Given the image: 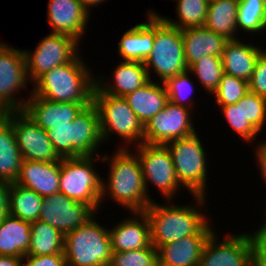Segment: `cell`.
Returning <instances> with one entry per match:
<instances>
[{
  "label": "cell",
  "mask_w": 266,
  "mask_h": 266,
  "mask_svg": "<svg viewBox=\"0 0 266 266\" xmlns=\"http://www.w3.org/2000/svg\"><path fill=\"white\" fill-rule=\"evenodd\" d=\"M191 196L194 205H175V200H167V204H162L153 200L144 210L150 222L151 244L154 248L158 249L169 242L197 235L211 222L212 217L204 210L208 198L200 195Z\"/></svg>",
  "instance_id": "obj_1"
},
{
  "label": "cell",
  "mask_w": 266,
  "mask_h": 266,
  "mask_svg": "<svg viewBox=\"0 0 266 266\" xmlns=\"http://www.w3.org/2000/svg\"><path fill=\"white\" fill-rule=\"evenodd\" d=\"M112 153L101 155V162L109 164L107 179L102 180L101 208L109 199L128 212H144L152 201L146 193L138 156L132 148L116 149Z\"/></svg>",
  "instance_id": "obj_2"
},
{
  "label": "cell",
  "mask_w": 266,
  "mask_h": 266,
  "mask_svg": "<svg viewBox=\"0 0 266 266\" xmlns=\"http://www.w3.org/2000/svg\"><path fill=\"white\" fill-rule=\"evenodd\" d=\"M81 56L39 76L32 82V94L54 102L92 104L96 76Z\"/></svg>",
  "instance_id": "obj_3"
},
{
  "label": "cell",
  "mask_w": 266,
  "mask_h": 266,
  "mask_svg": "<svg viewBox=\"0 0 266 266\" xmlns=\"http://www.w3.org/2000/svg\"><path fill=\"white\" fill-rule=\"evenodd\" d=\"M46 132L61 158L102 155L98 150L103 144L99 112L93 103L85 107L71 124L54 126Z\"/></svg>",
  "instance_id": "obj_4"
},
{
  "label": "cell",
  "mask_w": 266,
  "mask_h": 266,
  "mask_svg": "<svg viewBox=\"0 0 266 266\" xmlns=\"http://www.w3.org/2000/svg\"><path fill=\"white\" fill-rule=\"evenodd\" d=\"M93 104L99 112L100 134L104 143L112 141L114 134L123 142L117 149H131L143 143L144 126L124 97L104 94L95 86Z\"/></svg>",
  "instance_id": "obj_5"
},
{
  "label": "cell",
  "mask_w": 266,
  "mask_h": 266,
  "mask_svg": "<svg viewBox=\"0 0 266 266\" xmlns=\"http://www.w3.org/2000/svg\"><path fill=\"white\" fill-rule=\"evenodd\" d=\"M96 215L65 234L63 254L67 266H109L112 256L109 229L96 221Z\"/></svg>",
  "instance_id": "obj_6"
},
{
  "label": "cell",
  "mask_w": 266,
  "mask_h": 266,
  "mask_svg": "<svg viewBox=\"0 0 266 266\" xmlns=\"http://www.w3.org/2000/svg\"><path fill=\"white\" fill-rule=\"evenodd\" d=\"M101 155L61 159L59 192L70 199L89 205L96 213L101 209L102 178L96 169ZM96 160V161H95Z\"/></svg>",
  "instance_id": "obj_7"
},
{
  "label": "cell",
  "mask_w": 266,
  "mask_h": 266,
  "mask_svg": "<svg viewBox=\"0 0 266 266\" xmlns=\"http://www.w3.org/2000/svg\"><path fill=\"white\" fill-rule=\"evenodd\" d=\"M165 145L171 153L175 174L181 186L192 195L207 197V180L211 179L208 177L207 163L210 161L198 132Z\"/></svg>",
  "instance_id": "obj_8"
},
{
  "label": "cell",
  "mask_w": 266,
  "mask_h": 266,
  "mask_svg": "<svg viewBox=\"0 0 266 266\" xmlns=\"http://www.w3.org/2000/svg\"><path fill=\"white\" fill-rule=\"evenodd\" d=\"M144 65L149 79L154 80V73L162 83L189 69L184 57L181 30L166 23L157 12L153 49Z\"/></svg>",
  "instance_id": "obj_9"
},
{
  "label": "cell",
  "mask_w": 266,
  "mask_h": 266,
  "mask_svg": "<svg viewBox=\"0 0 266 266\" xmlns=\"http://www.w3.org/2000/svg\"><path fill=\"white\" fill-rule=\"evenodd\" d=\"M135 154L138 156L142 168L144 185L148 197H150L149 185H154L159 194L166 201L173 200L178 191L183 187L177 180L171 153L166 145L142 143L134 147Z\"/></svg>",
  "instance_id": "obj_10"
},
{
  "label": "cell",
  "mask_w": 266,
  "mask_h": 266,
  "mask_svg": "<svg viewBox=\"0 0 266 266\" xmlns=\"http://www.w3.org/2000/svg\"><path fill=\"white\" fill-rule=\"evenodd\" d=\"M28 83L23 49L14 48L2 42L0 44V113L23 110L29 97L19 98V91L27 89Z\"/></svg>",
  "instance_id": "obj_11"
},
{
  "label": "cell",
  "mask_w": 266,
  "mask_h": 266,
  "mask_svg": "<svg viewBox=\"0 0 266 266\" xmlns=\"http://www.w3.org/2000/svg\"><path fill=\"white\" fill-rule=\"evenodd\" d=\"M79 44L78 40L69 35L49 32L33 51L23 50L30 83L54 67L72 62L82 52Z\"/></svg>",
  "instance_id": "obj_12"
},
{
  "label": "cell",
  "mask_w": 266,
  "mask_h": 266,
  "mask_svg": "<svg viewBox=\"0 0 266 266\" xmlns=\"http://www.w3.org/2000/svg\"><path fill=\"white\" fill-rule=\"evenodd\" d=\"M193 111L168 101L165 108L144 126L143 142L160 144L189 137L197 132Z\"/></svg>",
  "instance_id": "obj_13"
},
{
  "label": "cell",
  "mask_w": 266,
  "mask_h": 266,
  "mask_svg": "<svg viewBox=\"0 0 266 266\" xmlns=\"http://www.w3.org/2000/svg\"><path fill=\"white\" fill-rule=\"evenodd\" d=\"M219 239L215 230L203 247L199 266H249L256 247L251 231L228 234Z\"/></svg>",
  "instance_id": "obj_14"
},
{
  "label": "cell",
  "mask_w": 266,
  "mask_h": 266,
  "mask_svg": "<svg viewBox=\"0 0 266 266\" xmlns=\"http://www.w3.org/2000/svg\"><path fill=\"white\" fill-rule=\"evenodd\" d=\"M12 125L23 160L59 162L62 159L55 151L47 132L23 111H12Z\"/></svg>",
  "instance_id": "obj_15"
},
{
  "label": "cell",
  "mask_w": 266,
  "mask_h": 266,
  "mask_svg": "<svg viewBox=\"0 0 266 266\" xmlns=\"http://www.w3.org/2000/svg\"><path fill=\"white\" fill-rule=\"evenodd\" d=\"M96 212L58 192L44 197L38 220L48 223L64 235L85 224Z\"/></svg>",
  "instance_id": "obj_16"
},
{
  "label": "cell",
  "mask_w": 266,
  "mask_h": 266,
  "mask_svg": "<svg viewBox=\"0 0 266 266\" xmlns=\"http://www.w3.org/2000/svg\"><path fill=\"white\" fill-rule=\"evenodd\" d=\"M47 9L50 33L69 35L82 42L91 17L79 0H48Z\"/></svg>",
  "instance_id": "obj_17"
},
{
  "label": "cell",
  "mask_w": 266,
  "mask_h": 266,
  "mask_svg": "<svg viewBox=\"0 0 266 266\" xmlns=\"http://www.w3.org/2000/svg\"><path fill=\"white\" fill-rule=\"evenodd\" d=\"M23 112L45 131L54 126L71 124L77 115L90 104L54 102L29 92Z\"/></svg>",
  "instance_id": "obj_18"
},
{
  "label": "cell",
  "mask_w": 266,
  "mask_h": 266,
  "mask_svg": "<svg viewBox=\"0 0 266 266\" xmlns=\"http://www.w3.org/2000/svg\"><path fill=\"white\" fill-rule=\"evenodd\" d=\"M109 228L112 252H125L151 245L150 222L145 212H129Z\"/></svg>",
  "instance_id": "obj_19"
},
{
  "label": "cell",
  "mask_w": 266,
  "mask_h": 266,
  "mask_svg": "<svg viewBox=\"0 0 266 266\" xmlns=\"http://www.w3.org/2000/svg\"><path fill=\"white\" fill-rule=\"evenodd\" d=\"M212 221L197 235L161 245L157 249L159 266H199L203 247L215 231Z\"/></svg>",
  "instance_id": "obj_20"
},
{
  "label": "cell",
  "mask_w": 266,
  "mask_h": 266,
  "mask_svg": "<svg viewBox=\"0 0 266 266\" xmlns=\"http://www.w3.org/2000/svg\"><path fill=\"white\" fill-rule=\"evenodd\" d=\"M147 21L139 22L121 35L118 42L117 56L122 61L144 63L151 54L155 37V11H146Z\"/></svg>",
  "instance_id": "obj_21"
},
{
  "label": "cell",
  "mask_w": 266,
  "mask_h": 266,
  "mask_svg": "<svg viewBox=\"0 0 266 266\" xmlns=\"http://www.w3.org/2000/svg\"><path fill=\"white\" fill-rule=\"evenodd\" d=\"M110 80L102 75H96V87L104 94L125 97L137 88L145 85L150 79L144 63L138 61H122L112 71ZM113 82V83H112Z\"/></svg>",
  "instance_id": "obj_22"
},
{
  "label": "cell",
  "mask_w": 266,
  "mask_h": 266,
  "mask_svg": "<svg viewBox=\"0 0 266 266\" xmlns=\"http://www.w3.org/2000/svg\"><path fill=\"white\" fill-rule=\"evenodd\" d=\"M60 172L61 160L59 162L23 160L15 183L46 197L59 192Z\"/></svg>",
  "instance_id": "obj_23"
},
{
  "label": "cell",
  "mask_w": 266,
  "mask_h": 266,
  "mask_svg": "<svg viewBox=\"0 0 266 266\" xmlns=\"http://www.w3.org/2000/svg\"><path fill=\"white\" fill-rule=\"evenodd\" d=\"M244 39L228 40L221 55L224 73L249 81L259 55L265 50L261 45ZM247 42V43H246Z\"/></svg>",
  "instance_id": "obj_24"
},
{
  "label": "cell",
  "mask_w": 266,
  "mask_h": 266,
  "mask_svg": "<svg viewBox=\"0 0 266 266\" xmlns=\"http://www.w3.org/2000/svg\"><path fill=\"white\" fill-rule=\"evenodd\" d=\"M184 57L189 68L197 60L206 55L221 57L227 39L205 26L181 30Z\"/></svg>",
  "instance_id": "obj_25"
},
{
  "label": "cell",
  "mask_w": 266,
  "mask_h": 266,
  "mask_svg": "<svg viewBox=\"0 0 266 266\" xmlns=\"http://www.w3.org/2000/svg\"><path fill=\"white\" fill-rule=\"evenodd\" d=\"M22 161L13 130L12 111L0 113V180L15 183Z\"/></svg>",
  "instance_id": "obj_26"
},
{
  "label": "cell",
  "mask_w": 266,
  "mask_h": 266,
  "mask_svg": "<svg viewBox=\"0 0 266 266\" xmlns=\"http://www.w3.org/2000/svg\"><path fill=\"white\" fill-rule=\"evenodd\" d=\"M124 98L143 126L163 110L169 101L164 83L154 80H149Z\"/></svg>",
  "instance_id": "obj_27"
},
{
  "label": "cell",
  "mask_w": 266,
  "mask_h": 266,
  "mask_svg": "<svg viewBox=\"0 0 266 266\" xmlns=\"http://www.w3.org/2000/svg\"><path fill=\"white\" fill-rule=\"evenodd\" d=\"M30 240V222L8 214L0 223V255L24 257Z\"/></svg>",
  "instance_id": "obj_28"
},
{
  "label": "cell",
  "mask_w": 266,
  "mask_h": 266,
  "mask_svg": "<svg viewBox=\"0 0 266 266\" xmlns=\"http://www.w3.org/2000/svg\"><path fill=\"white\" fill-rule=\"evenodd\" d=\"M237 14L238 0H210L204 26L227 40L239 39Z\"/></svg>",
  "instance_id": "obj_29"
},
{
  "label": "cell",
  "mask_w": 266,
  "mask_h": 266,
  "mask_svg": "<svg viewBox=\"0 0 266 266\" xmlns=\"http://www.w3.org/2000/svg\"><path fill=\"white\" fill-rule=\"evenodd\" d=\"M64 234L48 223H31V240L26 256L63 254Z\"/></svg>",
  "instance_id": "obj_30"
},
{
  "label": "cell",
  "mask_w": 266,
  "mask_h": 266,
  "mask_svg": "<svg viewBox=\"0 0 266 266\" xmlns=\"http://www.w3.org/2000/svg\"><path fill=\"white\" fill-rule=\"evenodd\" d=\"M43 199L34 190L11 183L9 192V214L27 222L38 220Z\"/></svg>",
  "instance_id": "obj_31"
},
{
  "label": "cell",
  "mask_w": 266,
  "mask_h": 266,
  "mask_svg": "<svg viewBox=\"0 0 266 266\" xmlns=\"http://www.w3.org/2000/svg\"><path fill=\"white\" fill-rule=\"evenodd\" d=\"M177 20L157 13L166 23L180 30L204 26L210 0H175Z\"/></svg>",
  "instance_id": "obj_32"
},
{
  "label": "cell",
  "mask_w": 266,
  "mask_h": 266,
  "mask_svg": "<svg viewBox=\"0 0 266 266\" xmlns=\"http://www.w3.org/2000/svg\"><path fill=\"white\" fill-rule=\"evenodd\" d=\"M236 24L238 33L242 31L244 34L249 33V36H254L255 33L266 34V7L263 1L238 0Z\"/></svg>",
  "instance_id": "obj_33"
},
{
  "label": "cell",
  "mask_w": 266,
  "mask_h": 266,
  "mask_svg": "<svg viewBox=\"0 0 266 266\" xmlns=\"http://www.w3.org/2000/svg\"><path fill=\"white\" fill-rule=\"evenodd\" d=\"M194 78H198L201 87L210 96L218 89L221 77L224 74L221 57L206 55L193 63L188 69Z\"/></svg>",
  "instance_id": "obj_34"
},
{
  "label": "cell",
  "mask_w": 266,
  "mask_h": 266,
  "mask_svg": "<svg viewBox=\"0 0 266 266\" xmlns=\"http://www.w3.org/2000/svg\"><path fill=\"white\" fill-rule=\"evenodd\" d=\"M190 75H192V73L187 70L168 78L164 82V85L166 87L169 101L193 111L196 106V99H192L191 97L194 96L192 93H194L196 88L191 80L193 78H191Z\"/></svg>",
  "instance_id": "obj_35"
},
{
  "label": "cell",
  "mask_w": 266,
  "mask_h": 266,
  "mask_svg": "<svg viewBox=\"0 0 266 266\" xmlns=\"http://www.w3.org/2000/svg\"><path fill=\"white\" fill-rule=\"evenodd\" d=\"M221 114L225 118L229 127L232 128V131L237 133L239 138L244 140V143H255L258 140L260 134L247 119H244L242 113V99H240L236 104H229L225 106H219ZM258 136V137H257ZM257 139V140H256Z\"/></svg>",
  "instance_id": "obj_36"
},
{
  "label": "cell",
  "mask_w": 266,
  "mask_h": 266,
  "mask_svg": "<svg viewBox=\"0 0 266 266\" xmlns=\"http://www.w3.org/2000/svg\"><path fill=\"white\" fill-rule=\"evenodd\" d=\"M249 92L247 81L226 73L221 77L218 89L212 94L217 106L236 104Z\"/></svg>",
  "instance_id": "obj_37"
},
{
  "label": "cell",
  "mask_w": 266,
  "mask_h": 266,
  "mask_svg": "<svg viewBox=\"0 0 266 266\" xmlns=\"http://www.w3.org/2000/svg\"><path fill=\"white\" fill-rule=\"evenodd\" d=\"M109 266H159L157 249L151 244L143 249L112 252Z\"/></svg>",
  "instance_id": "obj_38"
},
{
  "label": "cell",
  "mask_w": 266,
  "mask_h": 266,
  "mask_svg": "<svg viewBox=\"0 0 266 266\" xmlns=\"http://www.w3.org/2000/svg\"><path fill=\"white\" fill-rule=\"evenodd\" d=\"M242 113L244 119L261 133L266 126V99L249 91L242 98Z\"/></svg>",
  "instance_id": "obj_39"
},
{
  "label": "cell",
  "mask_w": 266,
  "mask_h": 266,
  "mask_svg": "<svg viewBox=\"0 0 266 266\" xmlns=\"http://www.w3.org/2000/svg\"><path fill=\"white\" fill-rule=\"evenodd\" d=\"M248 84L250 92L266 99V48L259 55Z\"/></svg>",
  "instance_id": "obj_40"
},
{
  "label": "cell",
  "mask_w": 266,
  "mask_h": 266,
  "mask_svg": "<svg viewBox=\"0 0 266 266\" xmlns=\"http://www.w3.org/2000/svg\"><path fill=\"white\" fill-rule=\"evenodd\" d=\"M21 266H67L64 254L24 256Z\"/></svg>",
  "instance_id": "obj_41"
},
{
  "label": "cell",
  "mask_w": 266,
  "mask_h": 266,
  "mask_svg": "<svg viewBox=\"0 0 266 266\" xmlns=\"http://www.w3.org/2000/svg\"><path fill=\"white\" fill-rule=\"evenodd\" d=\"M265 140V141H264ZM263 141L259 142L258 144L256 143V147L254 149V156H255V161L257 163V167L259 168V174L262 182L265 183L266 185V139H264ZM266 187V186H265Z\"/></svg>",
  "instance_id": "obj_42"
},
{
  "label": "cell",
  "mask_w": 266,
  "mask_h": 266,
  "mask_svg": "<svg viewBox=\"0 0 266 266\" xmlns=\"http://www.w3.org/2000/svg\"><path fill=\"white\" fill-rule=\"evenodd\" d=\"M10 182L0 180V223L9 214Z\"/></svg>",
  "instance_id": "obj_43"
},
{
  "label": "cell",
  "mask_w": 266,
  "mask_h": 266,
  "mask_svg": "<svg viewBox=\"0 0 266 266\" xmlns=\"http://www.w3.org/2000/svg\"><path fill=\"white\" fill-rule=\"evenodd\" d=\"M265 212H266V210H265ZM265 217H266V213H265ZM262 222H263V224L258 226V228L255 229V231H251V232H253L252 235H253L254 243H255L256 247L259 250L266 253V219H265V221H262Z\"/></svg>",
  "instance_id": "obj_44"
},
{
  "label": "cell",
  "mask_w": 266,
  "mask_h": 266,
  "mask_svg": "<svg viewBox=\"0 0 266 266\" xmlns=\"http://www.w3.org/2000/svg\"><path fill=\"white\" fill-rule=\"evenodd\" d=\"M249 266H266V253L255 247L249 259Z\"/></svg>",
  "instance_id": "obj_45"
},
{
  "label": "cell",
  "mask_w": 266,
  "mask_h": 266,
  "mask_svg": "<svg viewBox=\"0 0 266 266\" xmlns=\"http://www.w3.org/2000/svg\"><path fill=\"white\" fill-rule=\"evenodd\" d=\"M23 257L0 255V266H21Z\"/></svg>",
  "instance_id": "obj_46"
},
{
  "label": "cell",
  "mask_w": 266,
  "mask_h": 266,
  "mask_svg": "<svg viewBox=\"0 0 266 266\" xmlns=\"http://www.w3.org/2000/svg\"><path fill=\"white\" fill-rule=\"evenodd\" d=\"M82 5L91 13L92 9L99 6L100 4H103L104 2H107L108 0H79Z\"/></svg>",
  "instance_id": "obj_47"
},
{
  "label": "cell",
  "mask_w": 266,
  "mask_h": 266,
  "mask_svg": "<svg viewBox=\"0 0 266 266\" xmlns=\"http://www.w3.org/2000/svg\"><path fill=\"white\" fill-rule=\"evenodd\" d=\"M263 1V4L265 5V7H266V0H262Z\"/></svg>",
  "instance_id": "obj_48"
}]
</instances>
